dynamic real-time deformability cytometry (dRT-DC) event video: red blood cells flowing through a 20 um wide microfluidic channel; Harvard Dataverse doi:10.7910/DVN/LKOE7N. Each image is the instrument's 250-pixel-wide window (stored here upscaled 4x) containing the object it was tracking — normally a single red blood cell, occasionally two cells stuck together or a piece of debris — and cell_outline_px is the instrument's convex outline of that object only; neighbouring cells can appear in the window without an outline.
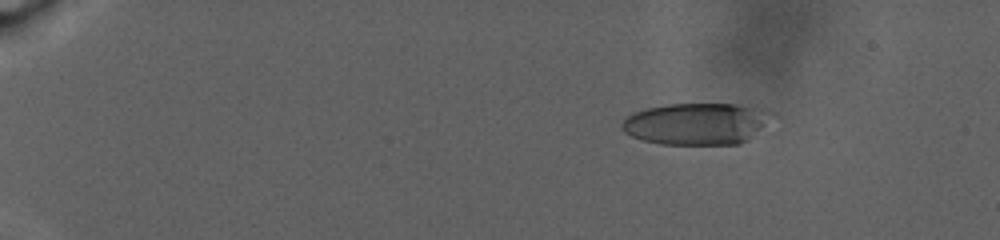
{"species": "human", "species_latin": "Homo sapiens", "temperature_condition": "warm", "stored_images_in_passage": 19, "camera_frame_rate_fps": 3000, "um_per_image_px": 0.085, "donor": {"sex": "male"}, "frame": {"image": 1, "passage_image": 18, "time_ms": 5.333, "image_size_px": [1000, 240], "cell_outline_px": [[780, 116], [748, 140], [740, 144], [660, 144], [640, 140], [624, 132], [620, 128], [620, 124], [632, 112], [648, 108], [668, 104], [736, 104], [768, 108], [776, 112]], "centroid_in_image_um": [59.33, 10.51], "position_along_channel_um": 25.7, "area_um2": 37.51}}